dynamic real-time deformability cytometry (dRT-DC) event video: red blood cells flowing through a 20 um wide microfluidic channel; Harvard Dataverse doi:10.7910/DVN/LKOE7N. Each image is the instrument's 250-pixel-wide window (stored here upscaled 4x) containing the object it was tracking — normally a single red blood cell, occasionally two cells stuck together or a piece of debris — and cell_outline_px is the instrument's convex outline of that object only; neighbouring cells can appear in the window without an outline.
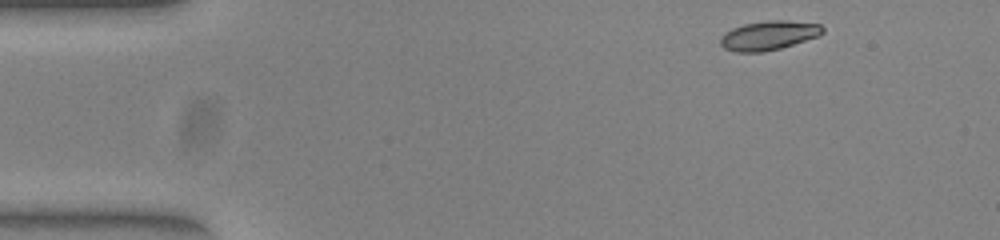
{"species": "common noctule bat (a hibernating species)", "species_latin": "Nyctalus noctula", "temperature_condition": "warm", "stored_images_in_passage": 47, "camera_frame_rate_fps": 3000, "um_per_image_px": 0.085, "animal": {"sex": "female", "body_mass_g": 23.0, "forearm_length_mm": 53.4}, "frame": {"image": 1, "passage_image": 1, "time_ms": 0.0, "image_size_px": [1000, 240], "cell_outline_px": [[824, 32], [816, 36], [780, 48], [764, 52], [736, 52], [724, 48], [720, 44], [720, 36], [724, 32], [732, 28], [744, 24], [768, 20], [788, 20], [820, 24], [824, 28]], "centroid_in_image_um": [65.29, 3.0], "position_along_channel_um": 19.7, "area_um2": 17.34}}
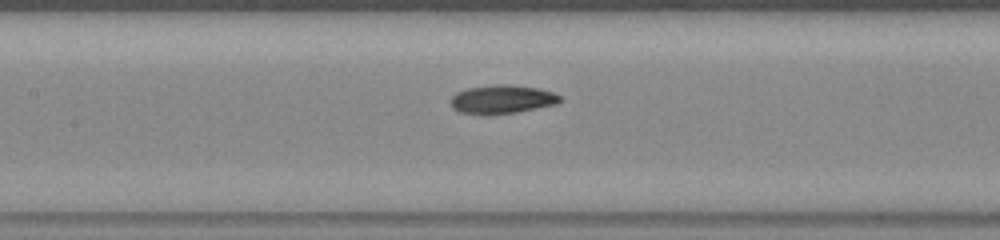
{"frame": {"image": 2, "passage_image": 19, "time_ms": 6.0, "image_size_px": [1000, 240], "cell_outline_px": [[560, 100], [556, 104], [516, 112], [484, 116], [480, 116], [460, 112], [452, 108], [452, 96], [456, 92], [468, 88], [496, 84], [508, 84], [540, 88], [552, 92], [560, 96]], "centroid_in_image_um": [42.64, 8.45], "position_along_channel_um": 164.8, "area_um2": 18.38}}
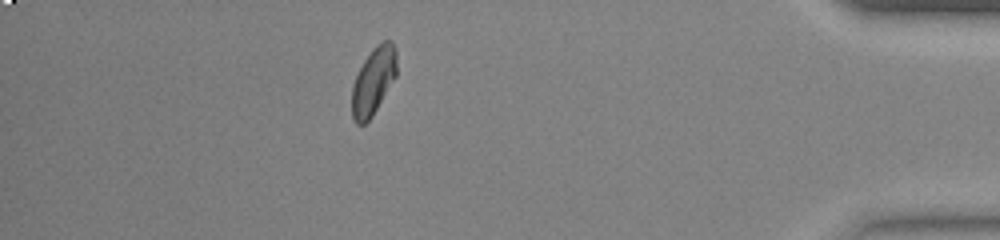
{"frame": {"image": 3, "passage_image": 41, "time_ms": 13.333, "image_size_px": [1000, 240], "cell_outline_px": [[396, 76], [372, 116], [364, 124], [356, 124], [352, 116], [352, 84], [364, 60], [372, 48], [376, 44], [384, 40], [392, 40], [396, 48]], "centroid_in_image_um": [31.74, 6.85], "position_along_channel_um": 403.5, "area_um2": 17.51}, "authors_computed_cell_mechanics": {"area_um2": 17.7446, "velocity_mm_per_s": 3.9183, "shape_relaxation_time_tau1_ms": 3.9585, "shape_relaxation_time_tau2_ms": 4.5896, "deformation_change_tau1": 0.1357, "deformation_change_tau2": 0.0979}}